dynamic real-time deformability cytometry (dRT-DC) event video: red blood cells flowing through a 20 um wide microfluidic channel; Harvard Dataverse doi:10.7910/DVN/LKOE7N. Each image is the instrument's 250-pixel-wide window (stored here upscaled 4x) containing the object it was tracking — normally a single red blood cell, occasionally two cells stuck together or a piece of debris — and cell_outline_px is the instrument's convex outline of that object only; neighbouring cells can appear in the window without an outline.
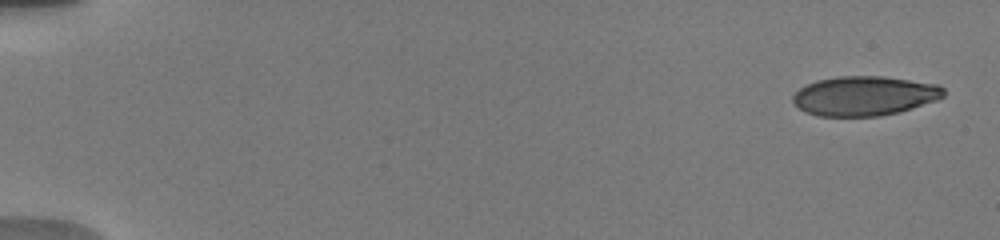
{"species": "human", "species_latin": "Homo sapiens", "temperature_condition": "warm", "stored_images_in_passage": 38, "camera_frame_rate_fps": 3000, "um_per_image_px": 0.085, "donor": {"sex": "male"}, "frame": {"image": 1, "passage_image": 1, "time_ms": 0.0, "image_size_px": [1000, 240], "cell_outline_px": [[944, 96], [936, 100], [900, 112], [880, 116], [816, 116], [804, 112], [792, 100], [792, 96], [800, 88], [816, 80], [836, 76], [884, 76], [940, 84], [944, 88]], "centroid_in_image_um": [73.49, 8.14], "position_along_channel_um": 11.5, "area_um2": 34.91}}
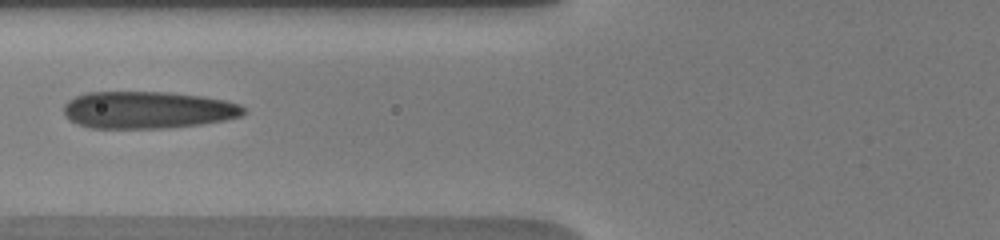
{"frame": {"image": 2, "passage_image": 14, "time_ms": 7.0, "image_size_px": [1000, 240], "cell_outline_px": [[244, 112], [240, 116], [224, 120], [200, 124], [164, 128], [92, 128], [76, 124], [68, 120], [64, 116], [64, 104], [68, 100], [76, 96], [88, 92], [172, 92], [200, 96], [224, 100], [240, 104], [244, 108]], "centroid_in_image_um": [12.5, 9.34], "position_along_channel_um": 113.3, "area_um2": 39.02}}
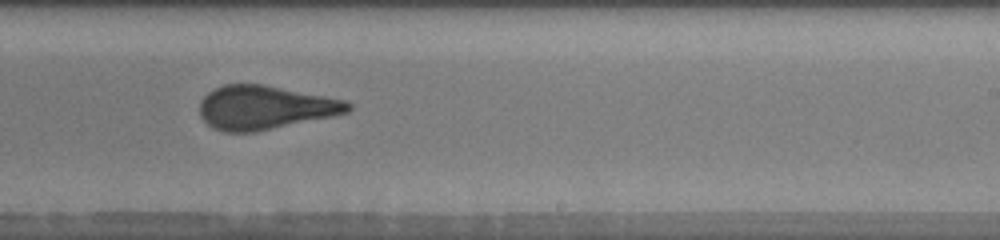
{"frame": {"image": 3, "passage_image": 25, "time_ms": 11.0, "image_size_px": [1000, 240], "cell_outline_px": [[352, 108], [348, 112], [332, 116], [256, 132], [224, 132], [212, 128], [200, 116], [200, 100], [208, 92], [224, 84], [264, 84], [348, 100], [352, 104]], "centroid_in_image_um": [22.53, 9.13], "position_along_channel_um": 266.5, "area_um2": 38.03}}